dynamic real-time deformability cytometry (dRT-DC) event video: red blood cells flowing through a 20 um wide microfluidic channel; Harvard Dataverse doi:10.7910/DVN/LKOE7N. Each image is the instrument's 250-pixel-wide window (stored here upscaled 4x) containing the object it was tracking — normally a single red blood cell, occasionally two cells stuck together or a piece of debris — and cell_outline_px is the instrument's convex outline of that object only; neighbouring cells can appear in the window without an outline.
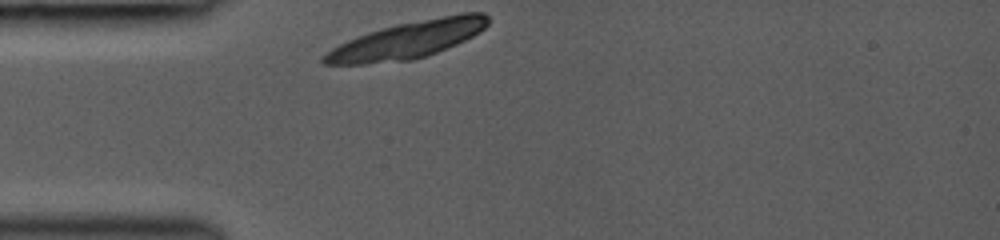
{"species": "common noctule bat (a hibernating species)", "species_latin": "Nyctalus noctula", "temperature_condition": "room temperature", "stored_images_in_passage": 28, "camera_frame_rate_fps": 3000, "um_per_image_px": 0.085, "animal": {"sex": "female", "body_mass_g": 19.0, "forearm_length_mm": 53.3}, "frame": {"image": 1, "passage_image": 1, "time_ms": 0.0, "image_size_px": [1000, 240], "cell_outline_px": [[488, 24], [480, 32], [456, 44], [436, 52], [412, 60], [364, 64], [324, 64], [320, 60], [320, 56], [332, 48], [348, 40], [368, 32], [396, 24], [464, 12], [484, 12], [488, 16]], "centroid_in_image_um": [34.63, 3.39], "position_along_channel_um": 50.4, "area_um2": 35.2}}
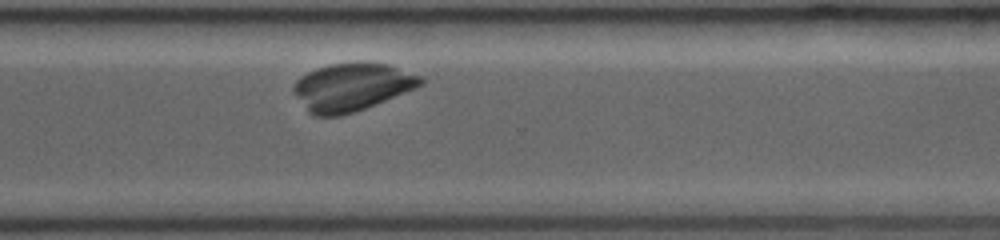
{"frame": {"image": 2, "passage_image": 23, "time_ms": 7.333, "image_size_px": [1000, 240], "cell_outline_px": [[424, 84], [416, 88], [364, 108], [340, 116], [316, 116], [308, 112], [292, 92], [292, 88], [296, 80], [300, 76], [316, 68], [332, 64], [388, 64], [424, 76]], "centroid_in_image_um": [29.9, 7.41], "position_along_channel_um": 340.7, "area_um2": 34.97}}
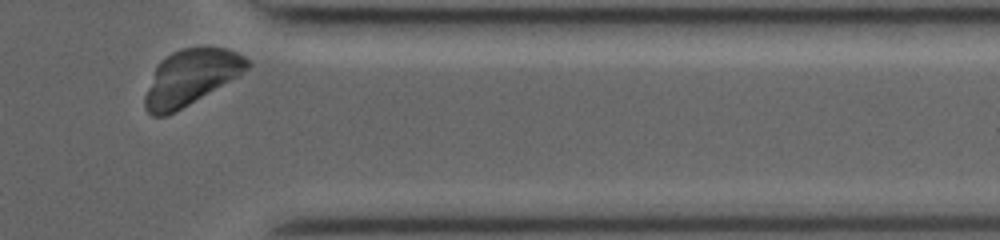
{"frame": {"image": 3, "passage_image": 27, "time_ms": 8.667, "image_size_px": [1000, 240], "cell_outline_px": [[252, 64], [240, 76], [168, 116], [152, 116], [144, 108], [144, 96], [156, 64], [160, 60], [172, 52], [184, 48], [228, 48], [244, 56]], "centroid_in_image_um": [16.21, 6.59], "position_along_channel_um": 395.2, "area_um2": 33.23}}